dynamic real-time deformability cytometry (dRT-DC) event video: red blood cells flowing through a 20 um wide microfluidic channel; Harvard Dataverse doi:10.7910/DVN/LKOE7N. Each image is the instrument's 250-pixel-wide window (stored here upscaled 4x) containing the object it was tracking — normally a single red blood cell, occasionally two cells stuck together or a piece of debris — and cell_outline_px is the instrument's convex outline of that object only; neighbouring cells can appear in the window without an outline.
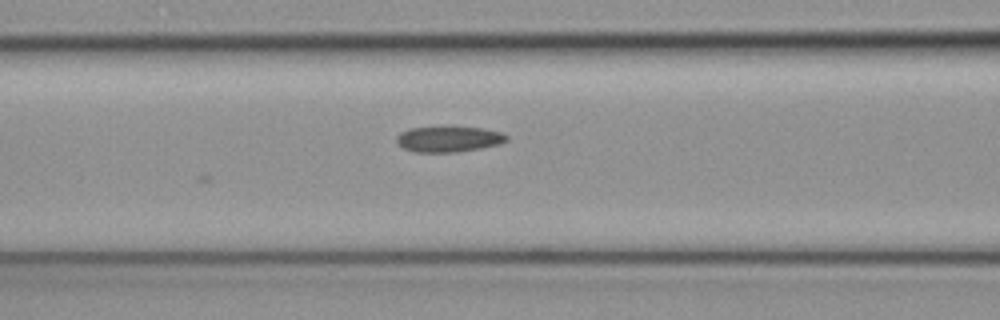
{"species": "common noctule bat (a hibernating species)", "species_latin": "Nyctalus noctula", "temperature_condition": "cold", "stored_images_in_passage": 8, "camera_frame_rate_fps": 3000, "um_per_image_px": 0.085, "animal": {"sex": "female", "body_mass_g": 19.3, "forearm_length_mm": 54.1}, "frame": {"image": 1, "passage_image": 8, "time_ms": 2.333, "image_size_px": [1000, 320], "cell_outline_px": [[508, 140], [500, 144], [480, 148], [456, 152], [416, 152], [404, 148], [396, 140], [396, 136], [400, 132], [412, 128], [444, 124], [448, 124], [484, 128], [504, 132], [508, 136]], "centroid_in_image_um": [38.18, 11.76], "position_along_channel_um": 128.4, "area_um2": 17.28}}